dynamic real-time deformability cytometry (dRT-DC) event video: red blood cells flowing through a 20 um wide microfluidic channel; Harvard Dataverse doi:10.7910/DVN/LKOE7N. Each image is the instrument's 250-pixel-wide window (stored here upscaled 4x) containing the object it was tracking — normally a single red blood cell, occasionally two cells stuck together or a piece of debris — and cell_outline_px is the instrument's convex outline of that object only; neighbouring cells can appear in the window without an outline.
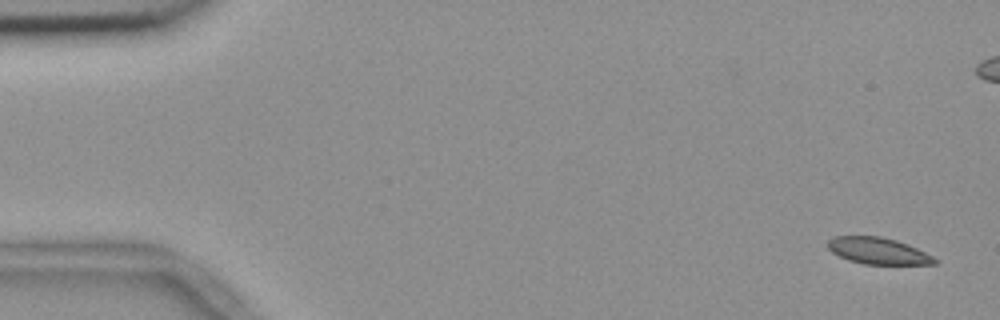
{"species": "common noctule bat (a hibernating species)", "species_latin": "Nyctalus noctula", "temperature_condition": "room temperature", "stored_images_in_passage": 5, "camera_frame_rate_fps": 3000, "um_per_image_px": 0.085, "animal": {"sex": "female", "body_mass_g": 18.4}, "frame": {"image": 1, "passage_image": 1, "time_ms": 0.0, "image_size_px": [1000, 320], "cell_outline_px": [[940, 260], [936, 264], [864, 264], [848, 260], [832, 252], [828, 248], [828, 240], [832, 236], [880, 236], [896, 240], [908, 244]], "centroid_in_image_um": [74.64, 21.32], "position_along_channel_um": 10.4, "area_um2": 16.53}}